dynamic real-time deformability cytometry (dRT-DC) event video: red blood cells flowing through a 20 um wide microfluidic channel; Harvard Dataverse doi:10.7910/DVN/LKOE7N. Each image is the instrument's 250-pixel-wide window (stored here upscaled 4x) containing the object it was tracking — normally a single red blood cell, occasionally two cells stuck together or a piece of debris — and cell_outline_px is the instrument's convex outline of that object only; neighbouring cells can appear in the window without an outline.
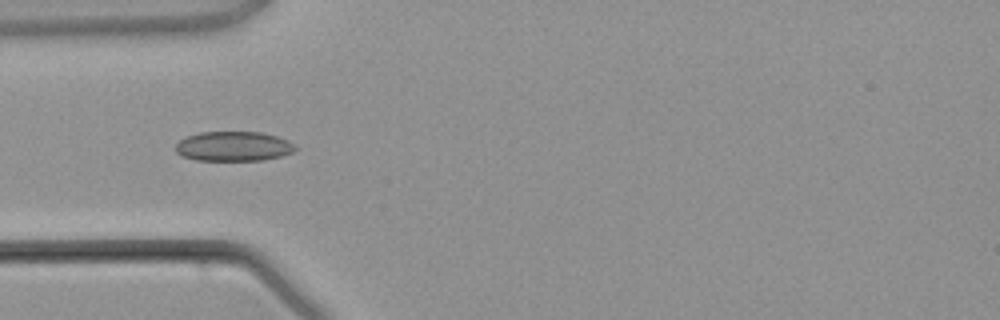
{"species": "common noctule bat (a hibernating species)", "species_latin": "Nyctalus noctula", "temperature_condition": "warm", "stored_images_in_passage": 4, "camera_frame_rate_fps": 3000, "um_per_image_px": 0.085, "animal": {"sex": "male", "body_mass_g": 21.5, "forearm_length_mm": 52.0}, "frame": {"image": 1, "passage_image": 4, "time_ms": 3.667, "image_size_px": [1000, 320], "cell_outline_px": [[296, 148], [292, 152], [280, 156], [264, 160], [196, 160], [180, 156], [176, 152], [176, 144], [180, 140], [188, 136], [200, 132], [260, 132], [276, 136], [288, 140], [296, 144]], "centroid_in_image_um": [19.84, 12.44], "position_along_channel_um": 65.2, "area_um2": 20.69}}